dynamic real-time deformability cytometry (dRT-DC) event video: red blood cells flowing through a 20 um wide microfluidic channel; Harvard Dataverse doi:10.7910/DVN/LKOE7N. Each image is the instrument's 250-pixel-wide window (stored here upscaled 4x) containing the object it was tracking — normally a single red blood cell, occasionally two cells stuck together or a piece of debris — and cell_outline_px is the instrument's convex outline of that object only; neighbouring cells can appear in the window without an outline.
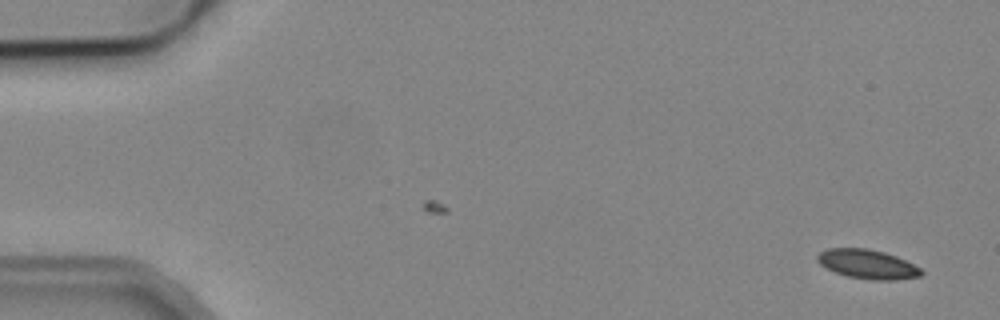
{"species": "common noctule bat (a hibernating species)", "species_latin": "Nyctalus noctula", "temperature_condition": "cold", "stored_images_in_passage": 2, "camera_frame_rate_fps": 3000, "um_per_image_px": 0.085, "animal": {"sex": "male", "body_mass_g": 19.2, "forearm_length_mm": 51.8}, "frame": {"image": 1, "passage_image": 2, "time_ms": 1.0, "image_size_px": [1000, 320], "cell_outline_px": [[924, 272], [920, 276], [896, 280], [872, 280], [848, 276], [824, 268], [816, 260], [816, 256], [820, 252], [828, 248], [868, 248], [884, 252], [896, 256], [920, 268]], "centroid_in_image_um": [73.71, 22.45], "position_along_channel_um": 11.3, "area_um2": 17.69}}